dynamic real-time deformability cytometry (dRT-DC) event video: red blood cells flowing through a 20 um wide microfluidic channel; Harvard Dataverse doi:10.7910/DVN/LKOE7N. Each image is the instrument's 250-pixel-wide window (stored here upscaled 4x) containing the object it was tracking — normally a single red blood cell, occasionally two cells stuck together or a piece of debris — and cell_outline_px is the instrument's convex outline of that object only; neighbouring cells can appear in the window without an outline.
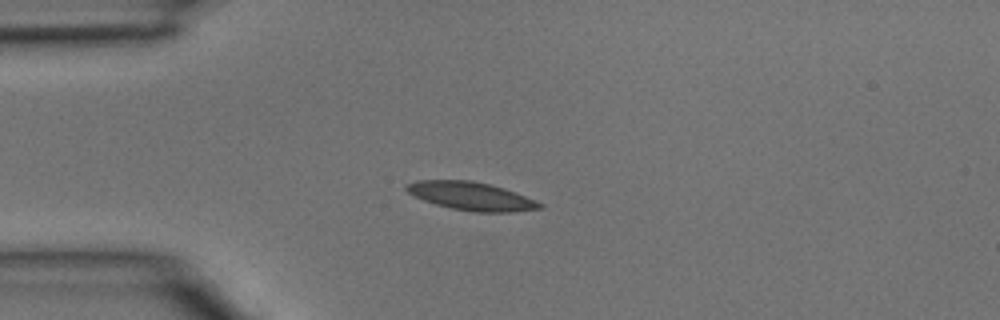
{"species": "common noctule bat (a hibernating species)", "species_latin": "Nyctalus noctula", "temperature_condition": "room temperature", "stored_images_in_passage": 3, "camera_frame_rate_fps": 3000, "um_per_image_px": 0.085, "animal": {"sex": "male", "body_mass_g": 15.6}, "frame": {"image": 1, "passage_image": 3, "time_ms": 0.667, "image_size_px": [1000, 320], "cell_outline_px": [[544, 208], [512, 212], [472, 212], [452, 208], [436, 204], [424, 200], [408, 192], [404, 188], [404, 184], [416, 180], [472, 180], [504, 188], [536, 200], [544, 204]], "centroid_in_image_um": [40.07, 16.67], "position_along_channel_um": 44.9, "area_um2": 21.96}}